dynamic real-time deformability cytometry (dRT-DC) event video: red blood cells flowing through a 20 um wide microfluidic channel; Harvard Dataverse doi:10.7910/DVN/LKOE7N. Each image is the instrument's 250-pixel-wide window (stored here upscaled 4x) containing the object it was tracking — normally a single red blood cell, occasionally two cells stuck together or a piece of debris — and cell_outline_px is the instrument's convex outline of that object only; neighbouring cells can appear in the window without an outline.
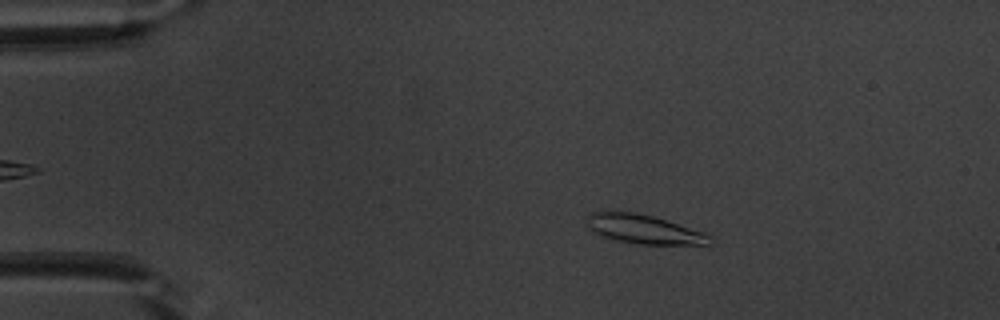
{"species": "common noctule bat (a hibernating species)", "species_latin": "Nyctalus noctula", "temperature_condition": "warm", "stored_images_in_passage": 51, "camera_frame_rate_fps": 3000, "um_per_image_px": 0.085, "animal": {"sex": "male", "body_mass_g": 20.1, "forearm_length_mm": 53.5}, "frame": {"image": 1, "passage_image": 9, "time_ms": 2.667, "image_size_px": [1000, 320], "cell_outline_px": [[712, 244], [640, 244], [616, 240], [592, 232], [584, 224], [588, 216], [592, 212], [636, 212], [652, 216], [704, 232], [712, 236]], "centroid_in_image_um": [54.7, 19.49], "position_along_channel_um": 30.3, "area_um2": 20.63}}
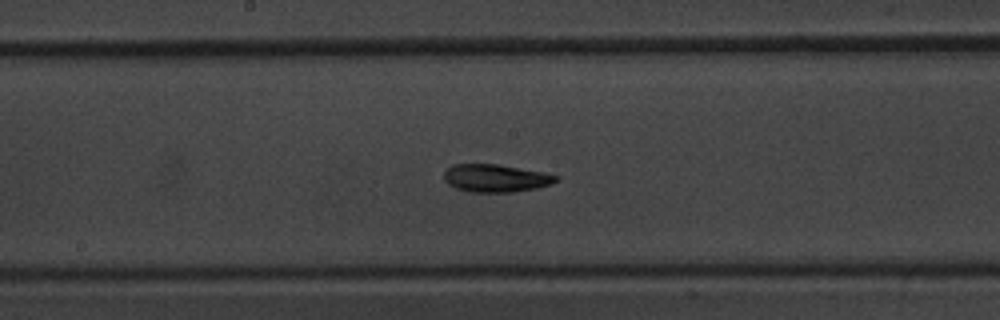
{"frame": {"image": 2, "passage_image": 27, "time_ms": 8.667, "image_size_px": [1000, 320], "cell_outline_px": [[560, 180], [552, 184], [536, 188], [512, 192], [468, 192], [456, 188], [448, 184], [444, 180], [444, 172], [452, 164], [500, 164], [544, 172], [560, 176]], "centroid_in_image_um": [42.16, 15.14], "position_along_channel_um": 206.0, "area_um2": 18.38}}
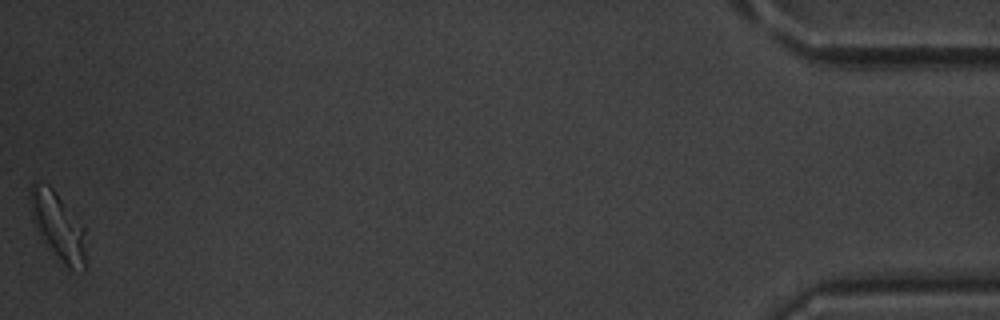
{"frame": {"image": 3, "passage_image": 51, "time_ms": 16.667, "image_size_px": [1000, 320], "cell_outline_px": [[84, 272], [68, 268], [60, 264], [44, 244], [32, 220], [28, 196], [28, 188], [36, 180], [48, 184], [56, 192], [84, 228]], "centroid_in_image_um": [4.86, 19.21], "position_along_channel_um": 430.3, "area_um2": 22.31}, "authors_computed_cell_mechanics": {"area_um2": 18.496, "velocity_mm_per_s": 3.9319, "shape_relaxation_time_tau1_ms": 2.8441, "shape_relaxation_time_tau2_ms": 3.9297, "deformation_change_tau1": 0.1575, "deformation_change_tau2": 0.1163}}